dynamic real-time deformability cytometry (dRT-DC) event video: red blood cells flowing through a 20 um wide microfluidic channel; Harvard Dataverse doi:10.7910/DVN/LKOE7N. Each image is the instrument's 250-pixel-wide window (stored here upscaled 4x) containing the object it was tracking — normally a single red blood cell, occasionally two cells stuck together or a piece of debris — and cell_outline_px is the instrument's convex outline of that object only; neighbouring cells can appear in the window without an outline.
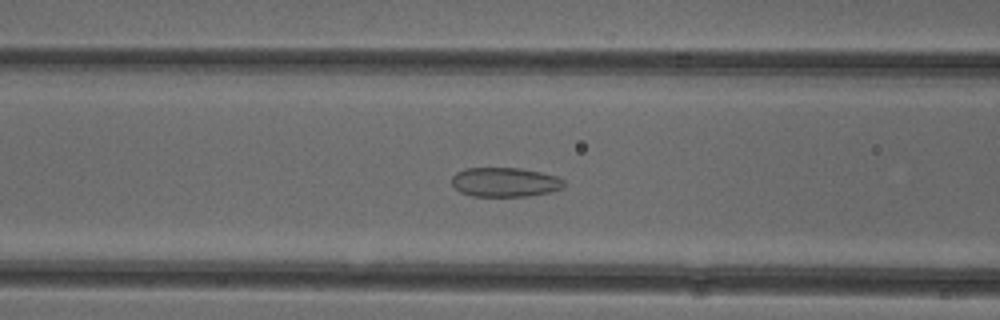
{"species": "common noctule bat (a hibernating species)", "species_latin": "Nyctalus noctula", "temperature_condition": "cold", "stored_images_in_passage": 51, "camera_frame_rate_fps": 3000, "um_per_image_px": 0.085, "animal": {"sex": "female"}, "frame": {"image": 1, "passage_image": 20, "time_ms": 6.333, "image_size_px": [1000, 320], "cell_outline_px": [[568, 184], [564, 188], [548, 192], [528, 196], [472, 196], [460, 192], [452, 184], [452, 176], [456, 172], [464, 168], [520, 168], [540, 172], [556, 176], [564, 180]], "centroid_in_image_um": [42.93, 15.48], "position_along_channel_um": 123.7, "area_um2": 19.31}}
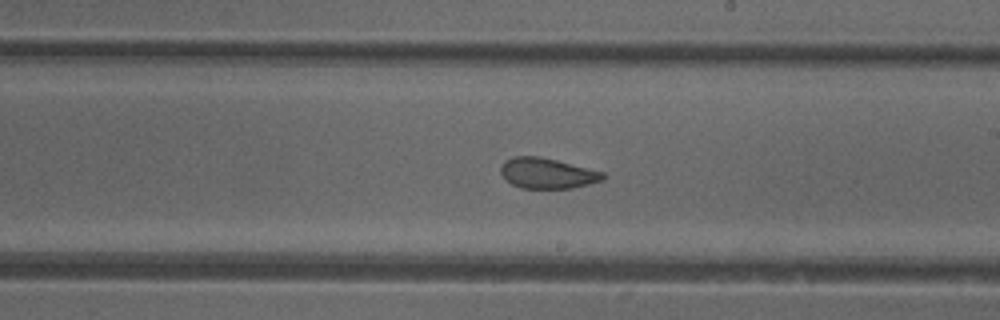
{"frame": {"image": 2, "passage_image": 29, "time_ms": 9.333, "image_size_px": [1000, 320], "cell_outline_px": [[608, 176], [604, 180], [572, 188], [520, 188], [512, 184], [500, 172], [500, 168], [504, 160], [512, 156], [540, 156], [604, 172]], "centroid_in_image_um": [46.53, 14.72], "position_along_channel_um": 242.5, "area_um2": 18.21}}
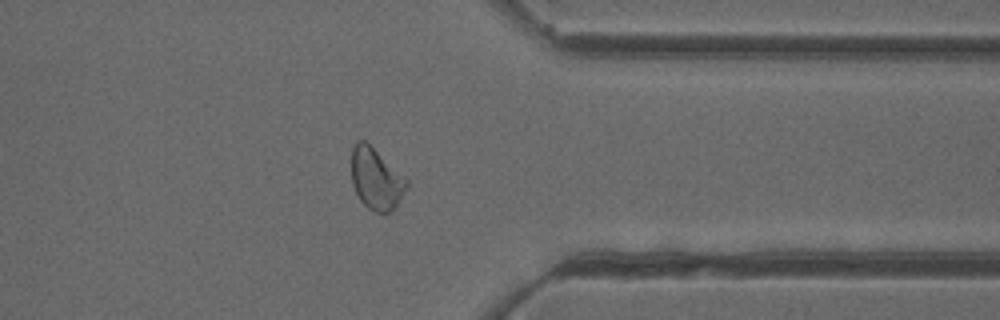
{"frame": {"image": 3, "passage_image": 40, "time_ms": 13.0, "image_size_px": [1000, 320], "cell_outline_px": [[408, 184], [396, 204], [384, 216], [372, 212], [360, 200], [352, 184], [352, 148], [356, 140], [364, 140], [408, 180]], "centroid_in_image_um": [31.93, 15.23], "position_along_channel_um": 379.5, "area_um2": 19.42}, "authors_computed_cell_mechanics": {"area_um2": 20.6924, "velocity_mm_per_s": 3.9629, "shape_relaxation_time_tau1_ms": null, "shape_relaxation_time_tau2_ms": 1.1227, "deformation_change_tau1": null, "deformation_change_tau2": 0.0762}}